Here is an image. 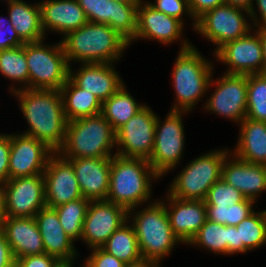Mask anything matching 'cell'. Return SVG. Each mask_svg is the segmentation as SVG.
Returning a JSON list of instances; mask_svg holds the SVG:
<instances>
[{"mask_svg": "<svg viewBox=\"0 0 266 267\" xmlns=\"http://www.w3.org/2000/svg\"><path fill=\"white\" fill-rule=\"evenodd\" d=\"M29 126L22 134L45 143L58 152L65 141L67 120L60 90L21 89L13 92Z\"/></svg>", "mask_w": 266, "mask_h": 267, "instance_id": "obj_1", "label": "cell"}, {"mask_svg": "<svg viewBox=\"0 0 266 267\" xmlns=\"http://www.w3.org/2000/svg\"><path fill=\"white\" fill-rule=\"evenodd\" d=\"M60 42L69 66L76 63L116 64L130 48L129 42L109 25L91 22L67 33Z\"/></svg>", "mask_w": 266, "mask_h": 267, "instance_id": "obj_2", "label": "cell"}, {"mask_svg": "<svg viewBox=\"0 0 266 267\" xmlns=\"http://www.w3.org/2000/svg\"><path fill=\"white\" fill-rule=\"evenodd\" d=\"M162 178L153 170L147 159L111 157L109 190L106 200L124 207L127 211L151 203L153 181ZM152 198V200H151ZM154 199V200H153Z\"/></svg>", "mask_w": 266, "mask_h": 267, "instance_id": "obj_3", "label": "cell"}, {"mask_svg": "<svg viewBox=\"0 0 266 267\" xmlns=\"http://www.w3.org/2000/svg\"><path fill=\"white\" fill-rule=\"evenodd\" d=\"M144 206L128 210V221L134 227L142 259L162 267L165 257L182 243L174 235L165 204L160 199Z\"/></svg>", "mask_w": 266, "mask_h": 267, "instance_id": "obj_4", "label": "cell"}, {"mask_svg": "<svg viewBox=\"0 0 266 267\" xmlns=\"http://www.w3.org/2000/svg\"><path fill=\"white\" fill-rule=\"evenodd\" d=\"M178 52L170 74L175 91L170 110L191 113L208 94L215 63L204 57L194 44Z\"/></svg>", "mask_w": 266, "mask_h": 267, "instance_id": "obj_5", "label": "cell"}, {"mask_svg": "<svg viewBox=\"0 0 266 267\" xmlns=\"http://www.w3.org/2000/svg\"><path fill=\"white\" fill-rule=\"evenodd\" d=\"M116 131L97 114L67 121L65 141L58 153L66 159L103 158L116 155Z\"/></svg>", "mask_w": 266, "mask_h": 267, "instance_id": "obj_6", "label": "cell"}, {"mask_svg": "<svg viewBox=\"0 0 266 267\" xmlns=\"http://www.w3.org/2000/svg\"><path fill=\"white\" fill-rule=\"evenodd\" d=\"M230 152V148L222 147L193 158L172 179L165 193L178 199L205 201L209 189L221 179L223 162Z\"/></svg>", "mask_w": 266, "mask_h": 267, "instance_id": "obj_7", "label": "cell"}, {"mask_svg": "<svg viewBox=\"0 0 266 267\" xmlns=\"http://www.w3.org/2000/svg\"><path fill=\"white\" fill-rule=\"evenodd\" d=\"M25 43L29 88L60 90L69 78V63L61 42Z\"/></svg>", "mask_w": 266, "mask_h": 267, "instance_id": "obj_8", "label": "cell"}, {"mask_svg": "<svg viewBox=\"0 0 266 267\" xmlns=\"http://www.w3.org/2000/svg\"><path fill=\"white\" fill-rule=\"evenodd\" d=\"M189 113L169 110L163 121L157 115L154 148L148 162L162 179L182 164L186 141L183 116Z\"/></svg>", "mask_w": 266, "mask_h": 267, "instance_id": "obj_9", "label": "cell"}, {"mask_svg": "<svg viewBox=\"0 0 266 267\" xmlns=\"http://www.w3.org/2000/svg\"><path fill=\"white\" fill-rule=\"evenodd\" d=\"M253 29L249 11L222 4L200 16L194 32L215 45L213 56L225 43L239 39Z\"/></svg>", "mask_w": 266, "mask_h": 267, "instance_id": "obj_10", "label": "cell"}, {"mask_svg": "<svg viewBox=\"0 0 266 267\" xmlns=\"http://www.w3.org/2000/svg\"><path fill=\"white\" fill-rule=\"evenodd\" d=\"M214 85V86H213ZM214 88L204 100L203 110L239 125L247 113V75L225 74L219 78L212 76L209 86Z\"/></svg>", "mask_w": 266, "mask_h": 267, "instance_id": "obj_11", "label": "cell"}, {"mask_svg": "<svg viewBox=\"0 0 266 267\" xmlns=\"http://www.w3.org/2000/svg\"><path fill=\"white\" fill-rule=\"evenodd\" d=\"M157 114L148 103L116 131V155L149 159L155 142Z\"/></svg>", "mask_w": 266, "mask_h": 267, "instance_id": "obj_12", "label": "cell"}, {"mask_svg": "<svg viewBox=\"0 0 266 267\" xmlns=\"http://www.w3.org/2000/svg\"><path fill=\"white\" fill-rule=\"evenodd\" d=\"M185 27L180 20L156 10L145 0L138 7L137 31L129 46L138 40H151L164 46L178 41L179 50L188 49L193 43L185 37Z\"/></svg>", "mask_w": 266, "mask_h": 267, "instance_id": "obj_13", "label": "cell"}, {"mask_svg": "<svg viewBox=\"0 0 266 267\" xmlns=\"http://www.w3.org/2000/svg\"><path fill=\"white\" fill-rule=\"evenodd\" d=\"M214 61L226 65L225 74L249 75L263 73L261 28L227 42L214 54Z\"/></svg>", "mask_w": 266, "mask_h": 267, "instance_id": "obj_14", "label": "cell"}, {"mask_svg": "<svg viewBox=\"0 0 266 267\" xmlns=\"http://www.w3.org/2000/svg\"><path fill=\"white\" fill-rule=\"evenodd\" d=\"M2 186L5 216L35 217L46 207L43 174L8 179Z\"/></svg>", "mask_w": 266, "mask_h": 267, "instance_id": "obj_15", "label": "cell"}, {"mask_svg": "<svg viewBox=\"0 0 266 267\" xmlns=\"http://www.w3.org/2000/svg\"><path fill=\"white\" fill-rule=\"evenodd\" d=\"M128 220V211L107 200L90 201L81 241L87 249L101 247Z\"/></svg>", "mask_w": 266, "mask_h": 267, "instance_id": "obj_16", "label": "cell"}, {"mask_svg": "<svg viewBox=\"0 0 266 267\" xmlns=\"http://www.w3.org/2000/svg\"><path fill=\"white\" fill-rule=\"evenodd\" d=\"M53 153L45 143L21 131L11 133L9 179L43 174Z\"/></svg>", "mask_w": 266, "mask_h": 267, "instance_id": "obj_17", "label": "cell"}, {"mask_svg": "<svg viewBox=\"0 0 266 267\" xmlns=\"http://www.w3.org/2000/svg\"><path fill=\"white\" fill-rule=\"evenodd\" d=\"M88 21L107 24L130 42L137 31L138 7L115 0H77Z\"/></svg>", "mask_w": 266, "mask_h": 267, "instance_id": "obj_18", "label": "cell"}, {"mask_svg": "<svg viewBox=\"0 0 266 267\" xmlns=\"http://www.w3.org/2000/svg\"><path fill=\"white\" fill-rule=\"evenodd\" d=\"M46 206L55 208L69 201L83 198L72 163L54 152L43 172Z\"/></svg>", "mask_w": 266, "mask_h": 267, "instance_id": "obj_19", "label": "cell"}, {"mask_svg": "<svg viewBox=\"0 0 266 267\" xmlns=\"http://www.w3.org/2000/svg\"><path fill=\"white\" fill-rule=\"evenodd\" d=\"M114 63H87L69 66V78L81 89L94 94L102 103L124 84ZM74 69V70H73Z\"/></svg>", "mask_w": 266, "mask_h": 267, "instance_id": "obj_20", "label": "cell"}, {"mask_svg": "<svg viewBox=\"0 0 266 267\" xmlns=\"http://www.w3.org/2000/svg\"><path fill=\"white\" fill-rule=\"evenodd\" d=\"M159 199L165 204L174 235L187 246L207 219L205 201L178 199L168 193Z\"/></svg>", "mask_w": 266, "mask_h": 267, "instance_id": "obj_21", "label": "cell"}, {"mask_svg": "<svg viewBox=\"0 0 266 267\" xmlns=\"http://www.w3.org/2000/svg\"><path fill=\"white\" fill-rule=\"evenodd\" d=\"M221 178L247 199L258 202L260 195L266 193V165L248 163L230 152L222 166Z\"/></svg>", "mask_w": 266, "mask_h": 267, "instance_id": "obj_22", "label": "cell"}, {"mask_svg": "<svg viewBox=\"0 0 266 267\" xmlns=\"http://www.w3.org/2000/svg\"><path fill=\"white\" fill-rule=\"evenodd\" d=\"M38 4L46 37L49 32L64 37L89 22L77 0H40Z\"/></svg>", "mask_w": 266, "mask_h": 267, "instance_id": "obj_23", "label": "cell"}, {"mask_svg": "<svg viewBox=\"0 0 266 267\" xmlns=\"http://www.w3.org/2000/svg\"><path fill=\"white\" fill-rule=\"evenodd\" d=\"M75 170L83 198L106 200L110 183L111 157L68 159Z\"/></svg>", "mask_w": 266, "mask_h": 267, "instance_id": "obj_24", "label": "cell"}, {"mask_svg": "<svg viewBox=\"0 0 266 267\" xmlns=\"http://www.w3.org/2000/svg\"><path fill=\"white\" fill-rule=\"evenodd\" d=\"M0 230L5 234L15 259L45 253L35 217L6 216Z\"/></svg>", "mask_w": 266, "mask_h": 267, "instance_id": "obj_25", "label": "cell"}, {"mask_svg": "<svg viewBox=\"0 0 266 267\" xmlns=\"http://www.w3.org/2000/svg\"><path fill=\"white\" fill-rule=\"evenodd\" d=\"M35 219L43 239L45 253L59 260L78 259L80 254L75 242L65 233L54 208H42L36 213Z\"/></svg>", "mask_w": 266, "mask_h": 267, "instance_id": "obj_26", "label": "cell"}, {"mask_svg": "<svg viewBox=\"0 0 266 267\" xmlns=\"http://www.w3.org/2000/svg\"><path fill=\"white\" fill-rule=\"evenodd\" d=\"M238 126V139L230 151L248 163L266 165V122L245 118Z\"/></svg>", "mask_w": 266, "mask_h": 267, "instance_id": "obj_27", "label": "cell"}, {"mask_svg": "<svg viewBox=\"0 0 266 267\" xmlns=\"http://www.w3.org/2000/svg\"><path fill=\"white\" fill-rule=\"evenodd\" d=\"M32 3V4H31ZM7 4L8 18L24 43L46 39L42 28L41 12L38 2L14 0Z\"/></svg>", "mask_w": 266, "mask_h": 267, "instance_id": "obj_28", "label": "cell"}, {"mask_svg": "<svg viewBox=\"0 0 266 267\" xmlns=\"http://www.w3.org/2000/svg\"><path fill=\"white\" fill-rule=\"evenodd\" d=\"M60 93L67 121L101 113L102 102L94 94L79 88L70 78L61 87Z\"/></svg>", "mask_w": 266, "mask_h": 267, "instance_id": "obj_29", "label": "cell"}, {"mask_svg": "<svg viewBox=\"0 0 266 267\" xmlns=\"http://www.w3.org/2000/svg\"><path fill=\"white\" fill-rule=\"evenodd\" d=\"M124 84L102 103L101 114L117 131L147 103L138 102Z\"/></svg>", "mask_w": 266, "mask_h": 267, "instance_id": "obj_30", "label": "cell"}, {"mask_svg": "<svg viewBox=\"0 0 266 267\" xmlns=\"http://www.w3.org/2000/svg\"><path fill=\"white\" fill-rule=\"evenodd\" d=\"M0 74L8 81L11 94L29 88V72L25 54V43L20 47L0 50Z\"/></svg>", "mask_w": 266, "mask_h": 267, "instance_id": "obj_31", "label": "cell"}, {"mask_svg": "<svg viewBox=\"0 0 266 267\" xmlns=\"http://www.w3.org/2000/svg\"><path fill=\"white\" fill-rule=\"evenodd\" d=\"M101 248L125 264L143 260L134 227L128 220L108 238Z\"/></svg>", "mask_w": 266, "mask_h": 267, "instance_id": "obj_32", "label": "cell"}, {"mask_svg": "<svg viewBox=\"0 0 266 267\" xmlns=\"http://www.w3.org/2000/svg\"><path fill=\"white\" fill-rule=\"evenodd\" d=\"M228 225L206 219L198 233L187 246L202 248V250L214 253V255L227 256Z\"/></svg>", "mask_w": 266, "mask_h": 267, "instance_id": "obj_33", "label": "cell"}, {"mask_svg": "<svg viewBox=\"0 0 266 267\" xmlns=\"http://www.w3.org/2000/svg\"><path fill=\"white\" fill-rule=\"evenodd\" d=\"M89 203L88 199L78 198L54 208L62 228L74 242L82 238L83 223Z\"/></svg>", "mask_w": 266, "mask_h": 267, "instance_id": "obj_34", "label": "cell"}, {"mask_svg": "<svg viewBox=\"0 0 266 267\" xmlns=\"http://www.w3.org/2000/svg\"><path fill=\"white\" fill-rule=\"evenodd\" d=\"M236 228L239 243H243V255L266 245V226L260 210L243 219Z\"/></svg>", "mask_w": 266, "mask_h": 267, "instance_id": "obj_35", "label": "cell"}, {"mask_svg": "<svg viewBox=\"0 0 266 267\" xmlns=\"http://www.w3.org/2000/svg\"><path fill=\"white\" fill-rule=\"evenodd\" d=\"M246 118L266 122V74L247 75Z\"/></svg>", "mask_w": 266, "mask_h": 267, "instance_id": "obj_36", "label": "cell"}, {"mask_svg": "<svg viewBox=\"0 0 266 267\" xmlns=\"http://www.w3.org/2000/svg\"><path fill=\"white\" fill-rule=\"evenodd\" d=\"M256 202L245 198L230 206L206 205L207 219L222 225L236 226L251 215Z\"/></svg>", "mask_w": 266, "mask_h": 267, "instance_id": "obj_37", "label": "cell"}, {"mask_svg": "<svg viewBox=\"0 0 266 267\" xmlns=\"http://www.w3.org/2000/svg\"><path fill=\"white\" fill-rule=\"evenodd\" d=\"M244 199L240 191L221 178L209 189L205 203L206 205L230 206Z\"/></svg>", "mask_w": 266, "mask_h": 267, "instance_id": "obj_38", "label": "cell"}, {"mask_svg": "<svg viewBox=\"0 0 266 267\" xmlns=\"http://www.w3.org/2000/svg\"><path fill=\"white\" fill-rule=\"evenodd\" d=\"M148 3L156 10L180 20L185 26H187L185 19L187 16L186 18L192 21H190V25L194 32L196 21L191 16L188 0H153L152 2L148 1Z\"/></svg>", "mask_w": 266, "mask_h": 267, "instance_id": "obj_39", "label": "cell"}, {"mask_svg": "<svg viewBox=\"0 0 266 267\" xmlns=\"http://www.w3.org/2000/svg\"><path fill=\"white\" fill-rule=\"evenodd\" d=\"M89 251L90 254L84 258L83 262L86 267H124L126 265L101 247L92 248Z\"/></svg>", "mask_w": 266, "mask_h": 267, "instance_id": "obj_40", "label": "cell"}, {"mask_svg": "<svg viewBox=\"0 0 266 267\" xmlns=\"http://www.w3.org/2000/svg\"><path fill=\"white\" fill-rule=\"evenodd\" d=\"M24 42L18 37L8 16L0 15V50L20 47Z\"/></svg>", "mask_w": 266, "mask_h": 267, "instance_id": "obj_41", "label": "cell"}, {"mask_svg": "<svg viewBox=\"0 0 266 267\" xmlns=\"http://www.w3.org/2000/svg\"><path fill=\"white\" fill-rule=\"evenodd\" d=\"M11 149V133H0V184L9 179V155Z\"/></svg>", "mask_w": 266, "mask_h": 267, "instance_id": "obj_42", "label": "cell"}, {"mask_svg": "<svg viewBox=\"0 0 266 267\" xmlns=\"http://www.w3.org/2000/svg\"><path fill=\"white\" fill-rule=\"evenodd\" d=\"M60 260L47 253L23 256L15 260V267H55Z\"/></svg>", "mask_w": 266, "mask_h": 267, "instance_id": "obj_43", "label": "cell"}, {"mask_svg": "<svg viewBox=\"0 0 266 267\" xmlns=\"http://www.w3.org/2000/svg\"><path fill=\"white\" fill-rule=\"evenodd\" d=\"M191 16L196 21L206 11L225 4V0H188Z\"/></svg>", "mask_w": 266, "mask_h": 267, "instance_id": "obj_44", "label": "cell"}, {"mask_svg": "<svg viewBox=\"0 0 266 267\" xmlns=\"http://www.w3.org/2000/svg\"><path fill=\"white\" fill-rule=\"evenodd\" d=\"M249 12L253 28H266V0H254Z\"/></svg>", "mask_w": 266, "mask_h": 267, "instance_id": "obj_45", "label": "cell"}, {"mask_svg": "<svg viewBox=\"0 0 266 267\" xmlns=\"http://www.w3.org/2000/svg\"><path fill=\"white\" fill-rule=\"evenodd\" d=\"M15 260L10 244L0 230V267H15Z\"/></svg>", "mask_w": 266, "mask_h": 267, "instance_id": "obj_46", "label": "cell"}, {"mask_svg": "<svg viewBox=\"0 0 266 267\" xmlns=\"http://www.w3.org/2000/svg\"><path fill=\"white\" fill-rule=\"evenodd\" d=\"M243 254V243H239L236 226H228L227 256Z\"/></svg>", "mask_w": 266, "mask_h": 267, "instance_id": "obj_47", "label": "cell"}, {"mask_svg": "<svg viewBox=\"0 0 266 267\" xmlns=\"http://www.w3.org/2000/svg\"><path fill=\"white\" fill-rule=\"evenodd\" d=\"M253 2L254 0H225V4L246 9L247 11L251 10Z\"/></svg>", "mask_w": 266, "mask_h": 267, "instance_id": "obj_48", "label": "cell"}, {"mask_svg": "<svg viewBox=\"0 0 266 267\" xmlns=\"http://www.w3.org/2000/svg\"><path fill=\"white\" fill-rule=\"evenodd\" d=\"M261 43L263 53V73L266 74V28H261Z\"/></svg>", "mask_w": 266, "mask_h": 267, "instance_id": "obj_49", "label": "cell"}, {"mask_svg": "<svg viewBox=\"0 0 266 267\" xmlns=\"http://www.w3.org/2000/svg\"><path fill=\"white\" fill-rule=\"evenodd\" d=\"M5 217L3 186L0 184V226Z\"/></svg>", "mask_w": 266, "mask_h": 267, "instance_id": "obj_50", "label": "cell"}, {"mask_svg": "<svg viewBox=\"0 0 266 267\" xmlns=\"http://www.w3.org/2000/svg\"><path fill=\"white\" fill-rule=\"evenodd\" d=\"M124 267H156L153 263L141 260L137 263L126 264Z\"/></svg>", "mask_w": 266, "mask_h": 267, "instance_id": "obj_51", "label": "cell"}, {"mask_svg": "<svg viewBox=\"0 0 266 267\" xmlns=\"http://www.w3.org/2000/svg\"><path fill=\"white\" fill-rule=\"evenodd\" d=\"M78 259L73 260H60L55 267H74L76 261Z\"/></svg>", "mask_w": 266, "mask_h": 267, "instance_id": "obj_52", "label": "cell"}, {"mask_svg": "<svg viewBox=\"0 0 266 267\" xmlns=\"http://www.w3.org/2000/svg\"><path fill=\"white\" fill-rule=\"evenodd\" d=\"M115 1L128 5H134L135 7H139L144 2V0H115Z\"/></svg>", "mask_w": 266, "mask_h": 267, "instance_id": "obj_53", "label": "cell"}, {"mask_svg": "<svg viewBox=\"0 0 266 267\" xmlns=\"http://www.w3.org/2000/svg\"><path fill=\"white\" fill-rule=\"evenodd\" d=\"M261 212L263 214V218H264L265 226H266V209L262 210Z\"/></svg>", "mask_w": 266, "mask_h": 267, "instance_id": "obj_54", "label": "cell"}, {"mask_svg": "<svg viewBox=\"0 0 266 267\" xmlns=\"http://www.w3.org/2000/svg\"><path fill=\"white\" fill-rule=\"evenodd\" d=\"M77 265V267H86L83 263L82 264H80L79 266H78V263L76 264Z\"/></svg>", "mask_w": 266, "mask_h": 267, "instance_id": "obj_55", "label": "cell"}, {"mask_svg": "<svg viewBox=\"0 0 266 267\" xmlns=\"http://www.w3.org/2000/svg\"><path fill=\"white\" fill-rule=\"evenodd\" d=\"M0 1L2 2V0H0ZM4 1L8 3V2H10V1H14V0H3V2H4Z\"/></svg>", "mask_w": 266, "mask_h": 267, "instance_id": "obj_56", "label": "cell"}]
</instances>
